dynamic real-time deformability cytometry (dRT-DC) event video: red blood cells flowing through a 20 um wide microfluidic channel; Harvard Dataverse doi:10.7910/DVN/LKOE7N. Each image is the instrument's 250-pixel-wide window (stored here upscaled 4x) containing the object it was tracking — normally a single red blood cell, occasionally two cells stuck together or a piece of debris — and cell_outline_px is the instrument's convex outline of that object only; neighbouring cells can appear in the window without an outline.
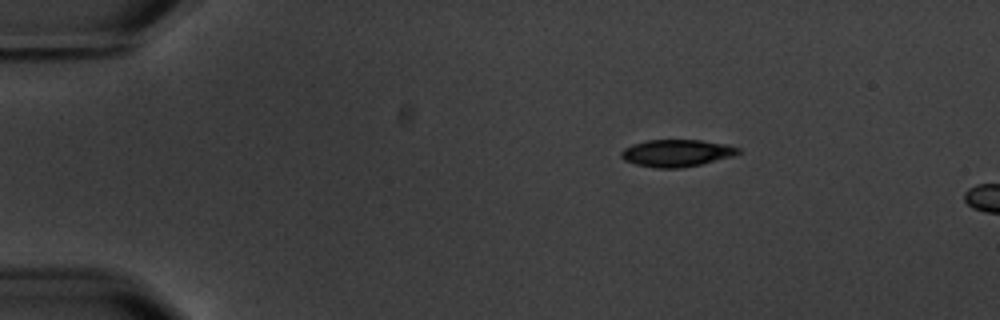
{"species": "common noctule bat (a hibernating species)", "species_latin": "Nyctalus noctula", "temperature_condition": "warm", "stored_images_in_passage": 3, "camera_frame_rate_fps": 3000, "um_per_image_px": 0.085, "animal": {"sex": "male", "body_mass_g": 20.1, "forearm_length_mm": 53.5}, "frame": {"image": 1, "passage_image": 1, "time_ms": 0.0, "image_size_px": [1000, 320], "cell_outline_px": [[744, 152], [732, 156], [700, 164], [680, 168], [656, 168], [636, 164], [624, 160], [620, 156], [620, 152], [624, 148], [632, 144], [648, 140], [700, 140], [724, 144], [740, 148]], "centroid_in_image_um": [57.5, 13.01], "position_along_channel_um": 27.5, "area_um2": 18.44}}